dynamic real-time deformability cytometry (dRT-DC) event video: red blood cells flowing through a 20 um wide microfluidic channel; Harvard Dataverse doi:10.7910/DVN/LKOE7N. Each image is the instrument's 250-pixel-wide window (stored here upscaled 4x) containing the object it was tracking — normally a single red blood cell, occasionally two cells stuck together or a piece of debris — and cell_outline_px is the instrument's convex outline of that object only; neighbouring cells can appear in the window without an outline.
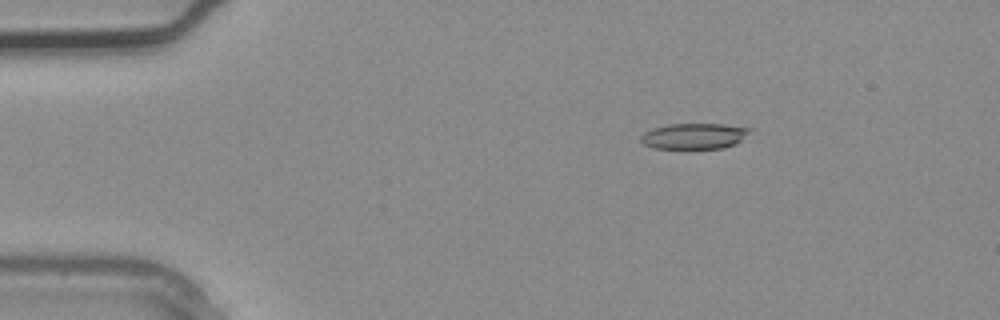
{"species": "common noctule bat (a hibernating species)", "species_latin": "Nyctalus noctula", "temperature_condition": "warm", "stored_images_in_passage": 2, "camera_frame_rate_fps": 3000, "um_per_image_px": 0.085, "animal": {"sex": "male", "body_mass_g": 20.4}, "frame": {"image": 1, "passage_image": 1, "time_ms": 0.0, "image_size_px": [1000, 320], "cell_outline_px": [[752, 128], [736, 144], [724, 148], [680, 152], [652, 148], [644, 144], [640, 140], [640, 136], [644, 132], [652, 128], [668, 124], [724, 124]], "centroid_in_image_um": [58.92, 11.63], "position_along_channel_um": 26.1, "area_um2": 17.34}}